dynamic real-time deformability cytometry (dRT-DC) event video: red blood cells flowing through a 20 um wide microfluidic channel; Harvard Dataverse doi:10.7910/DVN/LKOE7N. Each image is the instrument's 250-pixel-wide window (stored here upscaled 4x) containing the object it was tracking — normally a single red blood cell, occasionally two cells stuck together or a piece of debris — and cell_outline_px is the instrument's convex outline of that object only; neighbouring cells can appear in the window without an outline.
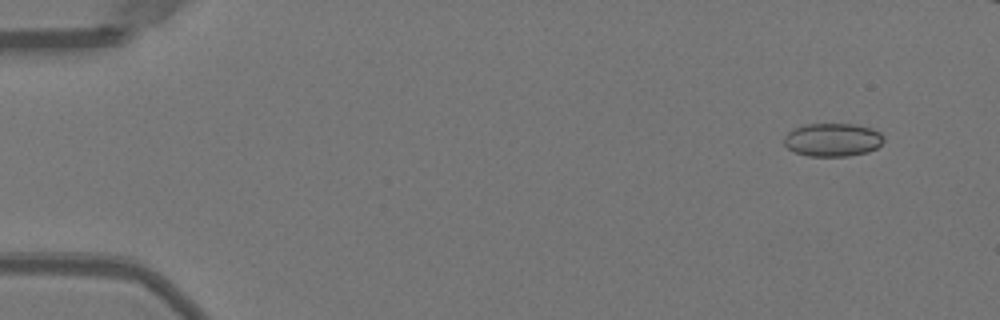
{"species": "Egyptian fruit bat (a non-hibernating species)", "species_latin": "Rousettus aegyptiacus", "temperature_condition": "warm", "stored_images_in_passage": 46, "camera_frame_rate_fps": 3000, "um_per_image_px": 0.085, "animal": {"sex": "female"}, "frame": {"image": 1, "passage_image": 1, "time_ms": 0.0, "image_size_px": [1000, 320], "cell_outline_px": [[884, 140], [876, 148], [868, 152], [848, 156], [808, 156], [796, 152], [788, 148], [784, 144], [784, 136], [792, 128], [804, 124], [856, 124], [872, 128], [880, 132], [884, 136]], "centroid_in_image_um": [70.77, 11.87], "position_along_channel_um": 14.2, "area_um2": 19.48}}
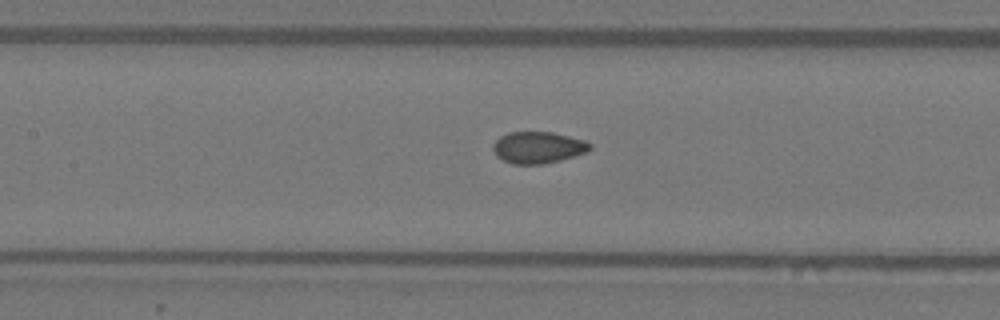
{"frame": {"image": 2, "passage_image": 21, "time_ms": 6.667, "image_size_px": [1000, 320], "cell_outline_px": [[592, 148], [588, 152], [576, 156], [544, 164], [512, 164], [496, 156], [492, 148], [492, 144], [500, 136], [508, 132], [552, 132], [584, 140], [592, 144]], "centroid_in_image_um": [45.74, 12.54], "position_along_channel_um": 161.7, "area_um2": 18.03}}
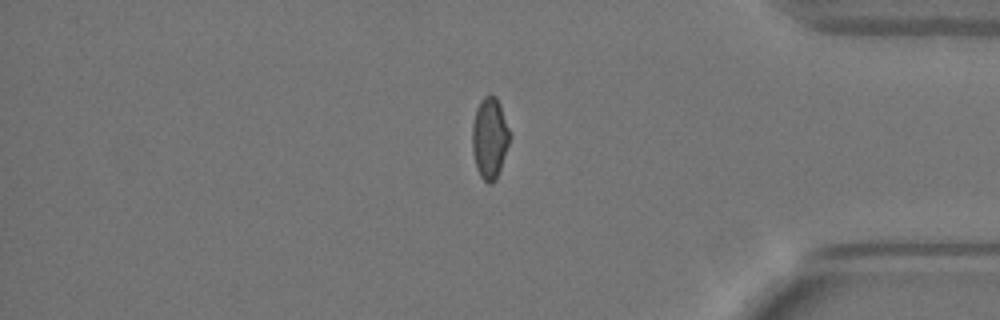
{"frame": {"image": 3, "passage_image": 40, "time_ms": 13.0, "image_size_px": [1000, 320], "cell_outline_px": [[512, 136], [496, 180], [492, 184], [488, 184], [480, 176], [476, 168], [472, 152], [472, 124], [476, 108], [480, 100], [488, 92], [496, 96], [500, 104]], "centroid_in_image_um": [41.62, 11.71], "position_along_channel_um": 393.6, "area_um2": 18.21}}